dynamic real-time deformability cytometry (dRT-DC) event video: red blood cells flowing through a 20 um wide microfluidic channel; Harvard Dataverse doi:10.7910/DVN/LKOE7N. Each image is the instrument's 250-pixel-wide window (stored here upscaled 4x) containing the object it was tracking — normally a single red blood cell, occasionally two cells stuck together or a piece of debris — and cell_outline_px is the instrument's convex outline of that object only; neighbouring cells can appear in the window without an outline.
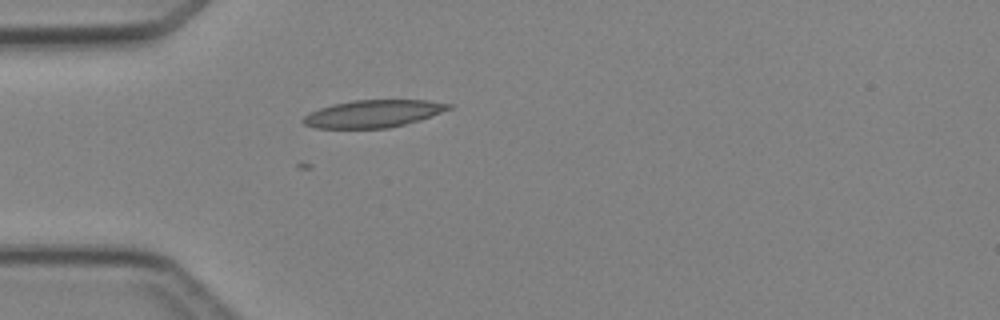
{"species": "Egyptian fruit bat (a non-hibernating species)", "species_latin": "Rousettus aegyptiacus", "temperature_condition": "cold", "stored_images_in_passage": 4, "camera_frame_rate_fps": 3000, "um_per_image_px": 0.085, "animal": {"sex": "female"}, "frame": {"image": 1, "passage_image": 4, "time_ms": 4.333, "image_size_px": [1000, 320], "cell_outline_px": [[456, 104], [452, 108], [420, 120], [388, 128], [316, 128], [304, 124], [300, 120], [308, 112], [332, 104], [352, 100], [424, 100]], "centroid_in_image_um": [31.71, 9.66], "position_along_channel_um": 53.3, "area_um2": 23.35}}